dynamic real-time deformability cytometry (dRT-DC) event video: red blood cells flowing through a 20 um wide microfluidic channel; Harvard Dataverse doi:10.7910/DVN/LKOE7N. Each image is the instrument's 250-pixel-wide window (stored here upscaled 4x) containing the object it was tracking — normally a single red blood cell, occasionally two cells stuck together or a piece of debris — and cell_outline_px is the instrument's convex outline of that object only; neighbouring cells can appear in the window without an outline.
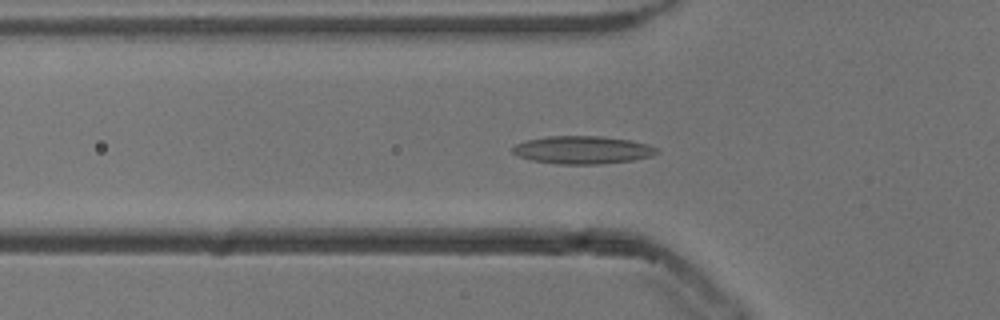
{"species": "common noctule bat (a hibernating species)", "species_latin": "Nyctalus noctula", "temperature_condition": "cold", "stored_images_in_passage": 53, "camera_frame_rate_fps": 3000, "um_per_image_px": 0.085, "animal": {"sex": "male", "body_mass_g": 13.3}, "frame": {"image": 1, "passage_image": 18, "time_ms": 5.667, "image_size_px": [1000, 320], "cell_outline_px": [[660, 152], [652, 156], [632, 160], [600, 164], [560, 164], [532, 160], [520, 156], [512, 152], [512, 148], [516, 144], [528, 140], [548, 136], [600, 136], [628, 140], [648, 144], [656, 148]], "centroid_in_image_um": [49.54, 12.74], "position_along_channel_um": 76.3, "area_um2": 23.18}}
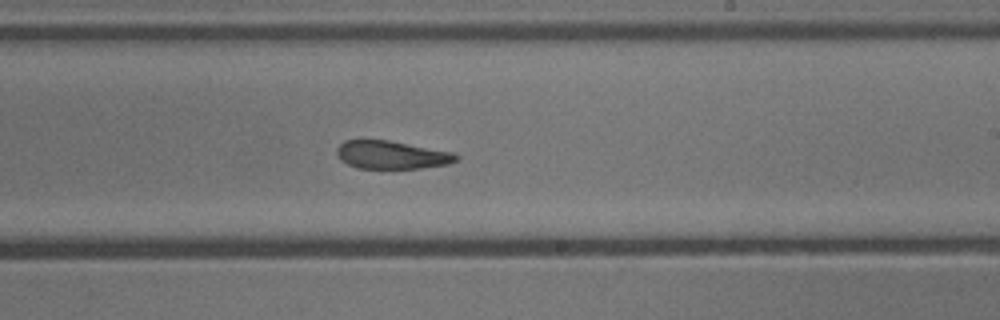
{"frame": {"image": 2, "passage_image": 32, "time_ms": 10.333, "image_size_px": [1000, 320], "cell_outline_px": [[460, 156], [456, 160], [448, 164], [420, 168], [356, 168], [348, 164], [336, 152], [336, 148], [344, 140], [388, 140], [452, 152]], "centroid_in_image_um": [33.29, 13.16], "position_along_channel_um": 255.7, "area_um2": 19.25}}
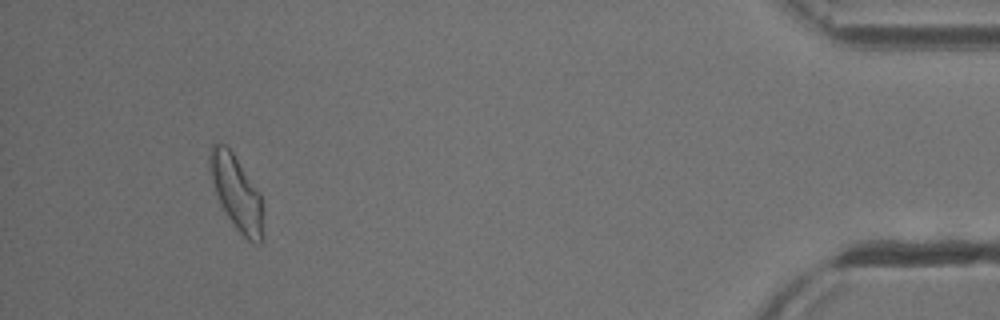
{"frame": {"image": 3, "passage_image": 50, "time_ms": 16.333, "image_size_px": [1000, 320], "cell_outline_px": [[260, 244], [256, 244], [248, 240], [236, 228], [220, 204], [212, 180], [208, 160], [208, 156], [212, 144], [224, 144], [232, 152], [260, 192]], "centroid_in_image_um": [20.04, 16.31], "position_along_channel_um": 415.2, "area_um2": 22.14}, "authors_computed_cell_mechanics": {"area_um2": 21.3282, "velocity_mm_per_s": 3.8354, "shape_relaxation_time_tau1_ms": null, "shape_relaxation_time_tau2_ms": 3.4202, "deformation_change_tau1": null, "deformation_change_tau2": 0.1138}}